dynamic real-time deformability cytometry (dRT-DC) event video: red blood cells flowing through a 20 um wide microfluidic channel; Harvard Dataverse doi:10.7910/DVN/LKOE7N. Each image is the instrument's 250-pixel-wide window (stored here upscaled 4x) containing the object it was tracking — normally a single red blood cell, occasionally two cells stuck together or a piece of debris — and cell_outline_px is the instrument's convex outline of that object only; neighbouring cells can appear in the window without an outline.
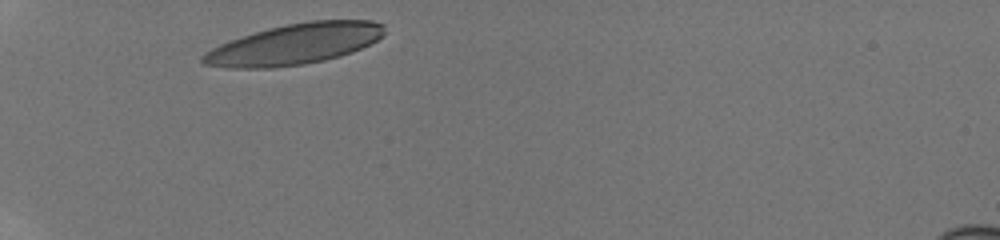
{"species": "human", "species_latin": "Homo sapiens", "temperature_condition": "room temperature", "stored_images_in_passage": 23, "camera_frame_rate_fps": 3000, "um_per_image_px": 0.085, "donor": {"sex": "male"}, "frame": {"image": 1, "passage_image": 1, "time_ms": 0.0, "image_size_px": [1000, 240], "cell_outline_px": [[384, 36], [352, 52], [340, 56], [324, 60], [304, 64], [272, 68], [228, 68], [204, 64], [200, 60], [200, 56], [204, 52], [220, 44], [268, 28], [308, 20], [372, 20], [384, 24]], "centroid_in_image_um": [25.04, 3.75], "position_along_channel_um": 60.0, "area_um2": 42.95}}
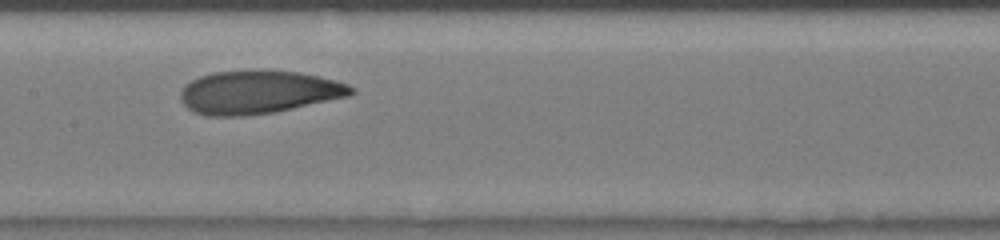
{"frame": {"image": 2, "passage_image": 9, "time_ms": 3.667, "image_size_px": [1000, 240], "cell_outline_px": [[356, 92], [348, 96], [292, 108], [272, 112], [244, 116], [208, 116], [196, 112], [188, 108], [180, 100], [180, 92], [184, 84], [200, 76], [216, 72], [248, 68], [252, 68], [300, 72], [348, 84], [356, 88]], "centroid_in_image_um": [21.94, 7.8], "position_along_channel_um": 185.5, "area_um2": 43.29}}
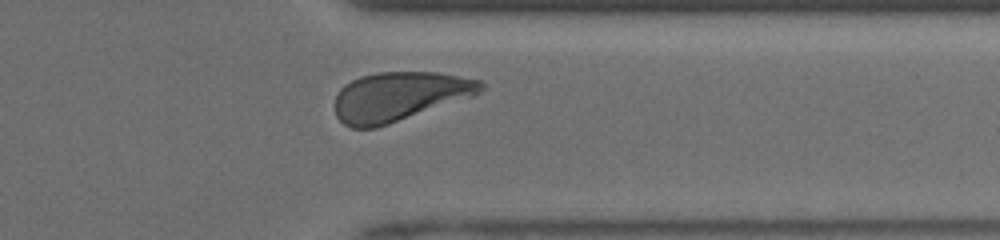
{"frame": {"image": 3, "passage_image": 20, "time_ms": 8.333, "image_size_px": [1000, 240], "cell_outline_px": [[484, 88], [476, 96], [376, 128], [352, 128], [344, 124], [336, 116], [336, 96], [340, 88], [344, 84], [360, 76], [376, 72], [436, 72], [484, 80]], "centroid_in_image_um": [33.98, 8.19], "position_along_channel_um": 377.4, "area_um2": 42.14}, "authors_computed_cell_mechanics": {"area_um2": 42.483, "velocity_mm_per_s": 4.1151, "shape_relaxation_time_tau1_ms": 3.0239, "shape_relaxation_time_tau2_ms": 1.9183, "deformation_change_tau1": 0.1514, "deformation_change_tau2": 0.0684}}